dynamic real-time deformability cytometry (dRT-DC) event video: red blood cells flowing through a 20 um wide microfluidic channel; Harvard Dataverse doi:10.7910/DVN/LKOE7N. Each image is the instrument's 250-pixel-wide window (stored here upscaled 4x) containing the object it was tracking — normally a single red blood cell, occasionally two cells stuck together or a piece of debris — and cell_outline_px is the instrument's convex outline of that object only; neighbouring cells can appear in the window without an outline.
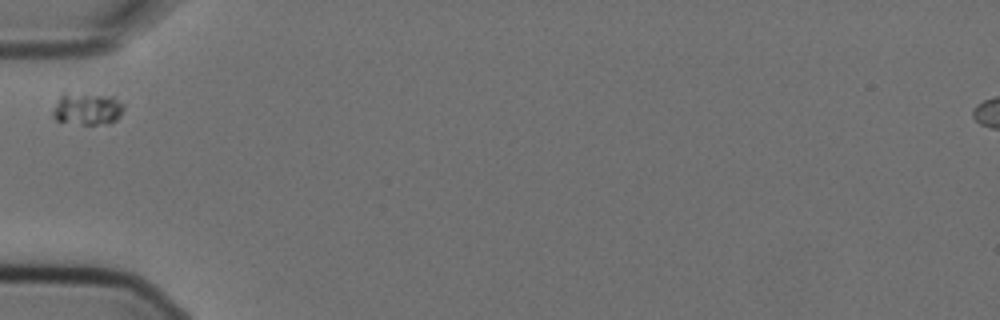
{"species": "Egyptian fruit bat (a non-hibernating species)", "species_latin": "Rousettus aegyptiacus", "temperature_condition": "cold", "stored_images_in_passage": 1, "camera_frame_rate_fps": 3000, "um_per_image_px": 0.085, "animal": {"sex": "female"}, "frame": {"image": 1, "passage_image": 1, "time_ms": 0.0, "image_size_px": [1000, 320], "cell_outline_px": [[124, 108], [120, 116], [116, 120], [108, 124], [84, 124], [56, 120], [52, 116], [52, 112], [60, 96], [64, 92], [112, 96], [124, 104]], "centroid_in_image_um": [7.43, 9.24], "position_along_channel_um": 77.6, "area_um2": 13.29}}